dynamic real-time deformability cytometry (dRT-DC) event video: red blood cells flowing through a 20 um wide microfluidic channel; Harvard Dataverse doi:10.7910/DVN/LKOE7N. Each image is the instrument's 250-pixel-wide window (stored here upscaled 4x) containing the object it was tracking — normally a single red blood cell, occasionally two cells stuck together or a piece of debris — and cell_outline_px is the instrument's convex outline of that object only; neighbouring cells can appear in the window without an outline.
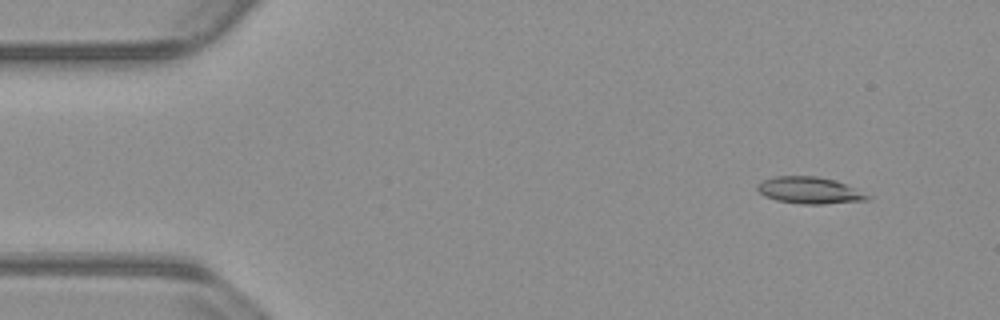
{"species": "common noctule bat (a hibernating species)", "species_latin": "Nyctalus noctula", "temperature_condition": "warm", "stored_images_in_passage": 54, "camera_frame_rate_fps": 3000, "um_per_image_px": 0.085, "animal": {"sex": "male", "body_mass_g": 23.1, "forearm_length_mm": 52.7}, "frame": {"image": 1, "passage_image": 5, "time_ms": 1.333, "image_size_px": [1000, 320], "cell_outline_px": [[872, 196], [868, 200], [820, 204], [804, 204], [776, 200], [764, 196], [756, 188], [756, 184], [772, 176], [816, 176], [836, 180], [856, 188]], "centroid_in_image_um": [68.81, 16.17], "position_along_channel_um": 16.2, "area_um2": 17.22}}
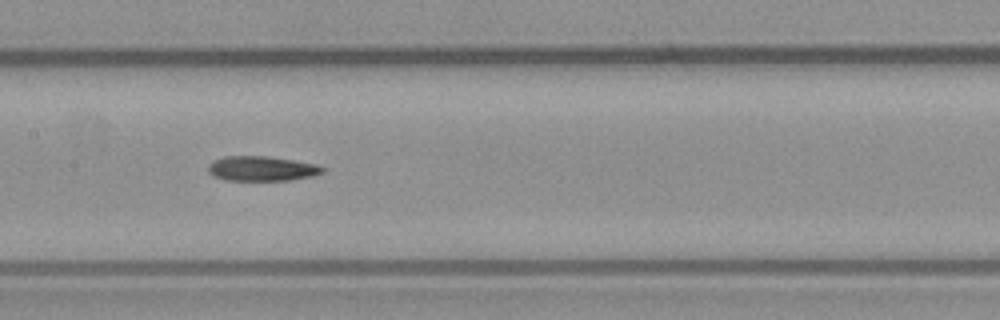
{"frame": {"image": 2, "passage_image": 26, "time_ms": 8.333, "image_size_px": [1000, 320], "cell_outline_px": [[324, 172], [312, 176], [288, 180], [228, 180], [216, 176], [208, 172], [208, 164], [224, 156], [268, 156], [316, 164], [324, 168]], "centroid_in_image_um": [22.26, 14.32], "position_along_channel_um": 185.1, "area_um2": 16.3}}
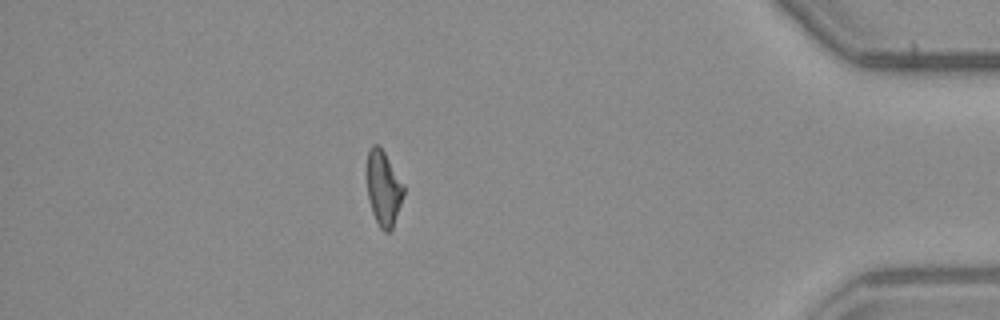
{"frame": {"image": 3, "passage_image": 47, "time_ms": 15.333, "image_size_px": [1000, 320], "cell_outline_px": [[404, 192], [392, 228], [388, 232], [384, 232], [380, 228], [372, 212], [368, 196], [368, 148], [372, 144], [380, 144], [404, 184]], "centroid_in_image_um": [32.6, 15.96], "position_along_channel_um": 402.6, "area_um2": 15.84}, "authors_computed_cell_mechanics": {"area_um2": 16.7042, "velocity_mm_per_s": 3.8182, "shape_relaxation_time_tau1_ms": null, "shape_relaxation_time_tau2_ms": 4.5629, "deformation_change_tau1": null, "deformation_change_tau2": 0.1327}}